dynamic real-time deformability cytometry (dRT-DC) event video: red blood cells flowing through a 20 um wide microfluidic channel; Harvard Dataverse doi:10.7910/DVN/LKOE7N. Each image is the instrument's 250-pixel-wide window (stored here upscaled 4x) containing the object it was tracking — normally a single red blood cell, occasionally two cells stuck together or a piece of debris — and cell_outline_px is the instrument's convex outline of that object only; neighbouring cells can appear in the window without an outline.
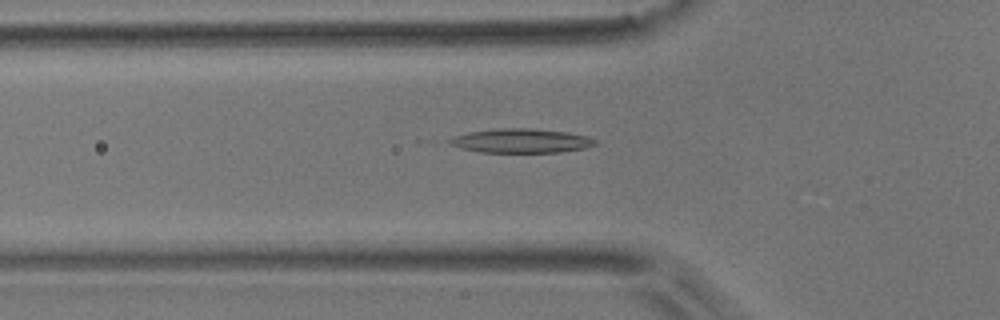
{"species": "common noctule bat (a hibernating species)", "species_latin": "Nyctalus noctula", "temperature_condition": "room temperature", "stored_images_in_passage": 54, "camera_frame_rate_fps": 3000, "um_per_image_px": 0.085, "animal": {"sex": "male", "body_mass_g": 17.9}, "frame": {"image": 1, "passage_image": 18, "time_ms": 5.667, "image_size_px": [1000, 320], "cell_outline_px": [[596, 144], [584, 148], [560, 152], [480, 152], [460, 148], [448, 144], [444, 140], [452, 136], [468, 132], [500, 128], [528, 128], [568, 132], [588, 136], [596, 140]], "centroid_in_image_um": [44.22, 11.96], "position_along_channel_um": 81.6, "area_um2": 20.63}}
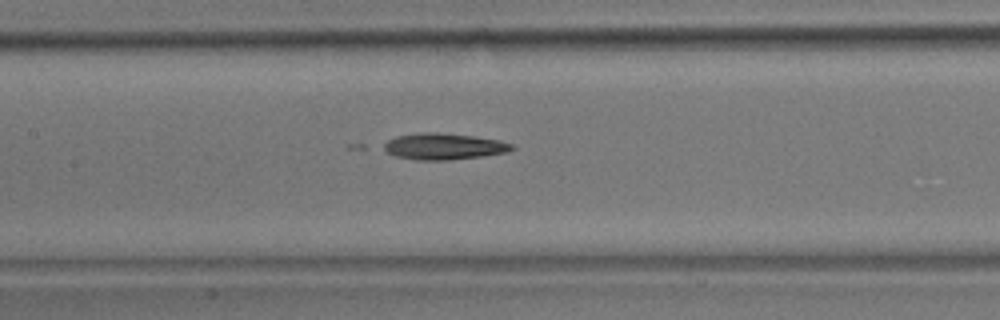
{"frame": {"image": 2, "passage_image": 25, "time_ms": 8.0, "image_size_px": [1000, 320], "cell_outline_px": [[516, 148], [508, 152], [484, 156], [452, 160], [416, 160], [396, 156], [380, 148], [380, 144], [396, 136], [416, 132], [436, 132], [476, 136], [500, 140], [512, 144]], "centroid_in_image_um": [37.7, 12.44], "position_along_channel_um": 169.7, "area_um2": 20.11}}
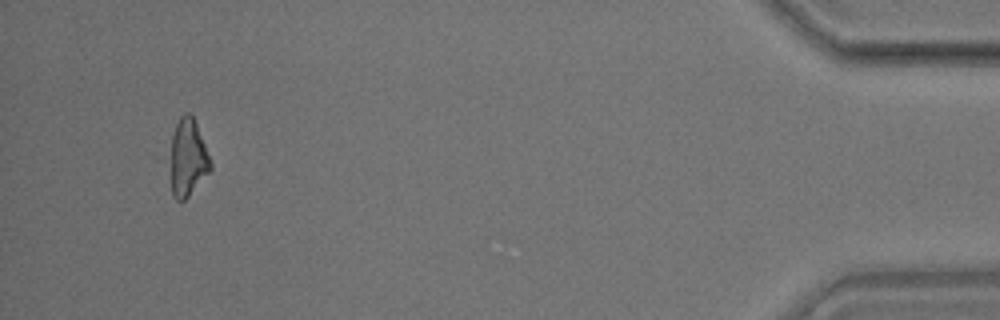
{"frame": {"image": 3, "passage_image": 51, "time_ms": 16.667, "image_size_px": [1000, 320], "cell_outline_px": [[212, 168], [188, 196], [184, 200], [176, 200], [172, 196], [172, 136], [176, 124], [180, 116], [184, 112], [188, 112], [192, 116], [196, 124], [212, 164]], "centroid_in_image_um": [15.97, 13.4], "position_along_channel_um": 419.2, "area_um2": 17.4}}